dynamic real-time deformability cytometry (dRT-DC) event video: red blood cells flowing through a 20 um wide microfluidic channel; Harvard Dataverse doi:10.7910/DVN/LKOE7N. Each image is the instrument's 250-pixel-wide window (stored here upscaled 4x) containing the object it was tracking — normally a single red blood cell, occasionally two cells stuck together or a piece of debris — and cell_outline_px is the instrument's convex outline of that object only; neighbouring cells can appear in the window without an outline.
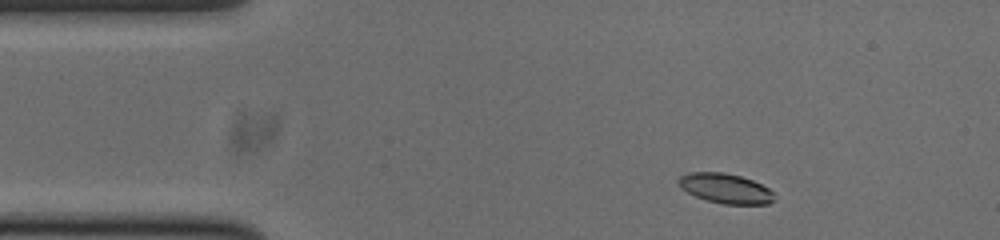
{"species": "common noctule bat (a hibernating species)", "species_latin": "Nyctalus noctula", "temperature_condition": "cold", "stored_images_in_passage": 48, "camera_frame_rate_fps": 3000, "um_per_image_px": 0.085, "animal": {"sex": "male", "body_mass_g": 20.0, "forearm_length_mm": 53.3}, "frame": {"image": 1, "passage_image": 2, "time_ms": 0.333, "image_size_px": [1000, 240], "cell_outline_px": [[776, 200], [768, 204], [724, 204], [708, 200], [696, 196], [680, 188], [676, 180], [680, 176], [688, 172], [724, 172], [740, 176], [752, 180], [768, 188], [772, 192]], "centroid_in_image_um": [61.65, 16.01], "position_along_channel_um": 23.4, "area_um2": 16.65}}
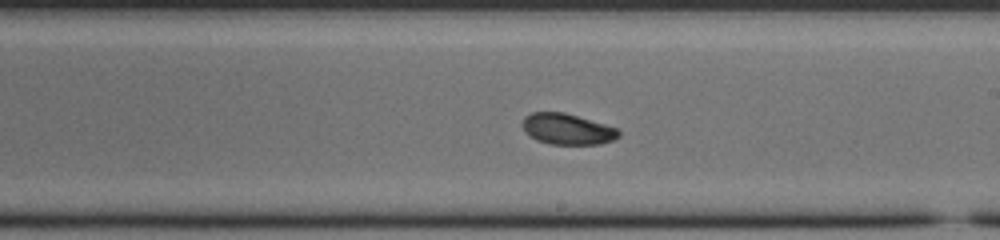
{"frame": {"image": 2, "passage_image": 24, "time_ms": 7.667, "image_size_px": [1000, 240], "cell_outline_px": [[620, 136], [612, 140], [600, 144], [548, 144], [536, 140], [524, 132], [520, 124], [524, 116], [532, 112], [564, 112], [604, 124], [616, 128], [620, 132]], "centroid_in_image_um": [48.16, 10.97], "position_along_channel_um": 240.8, "area_um2": 17.46}}
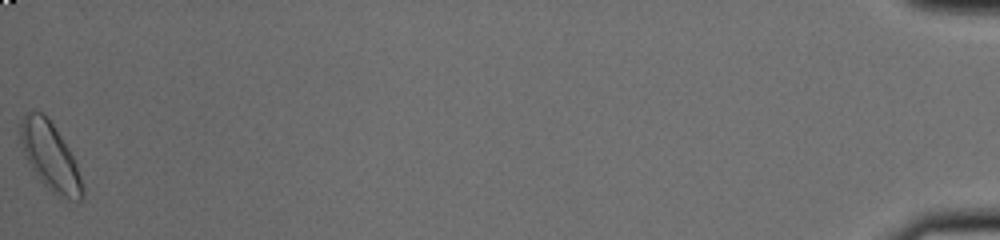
{"frame": {"image": 3, "passage_image": 48, "time_ms": 15.667, "image_size_px": [1000, 240], "cell_outline_px": [[84, 196], [80, 204], [52, 192], [36, 176], [24, 156], [20, 140], [20, 120], [24, 112], [40, 112], [52, 124], [68, 148], [76, 164], [84, 188]], "centroid_in_image_um": [4.25, 13.34], "position_along_channel_um": 430.9, "area_um2": 24.33}, "authors_computed_cell_mechanics": {"area_um2": 17.7157, "velocity_mm_per_s": 3.7593, "shape_relaxation_time_tau1_ms": 5.0366, "shape_relaxation_time_tau2_ms": null, "deformation_change_tau1": 0.1112, "deformation_change_tau2": null}}